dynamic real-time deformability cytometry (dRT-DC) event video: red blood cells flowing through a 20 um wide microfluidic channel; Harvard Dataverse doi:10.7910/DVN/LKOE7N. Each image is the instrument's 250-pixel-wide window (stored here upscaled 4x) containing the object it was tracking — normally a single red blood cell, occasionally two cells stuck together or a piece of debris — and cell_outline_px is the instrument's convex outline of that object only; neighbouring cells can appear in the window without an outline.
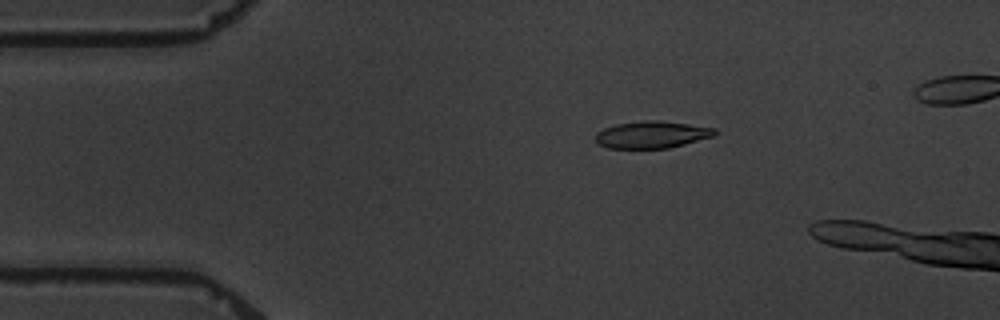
{"species": "common noctule bat (a hibernating species)", "species_latin": "Nyctalus noctula", "temperature_condition": "warm", "stored_images_in_passage": 5, "camera_frame_rate_fps": 3000, "um_per_image_px": 0.085, "animal": {"sex": "male", "body_mass_g": 19.5, "forearm_length_mm": 54.6}, "frame": {"image": 1, "passage_image": 3, "time_ms": 2.333, "image_size_px": [1000, 320], "cell_outline_px": [[716, 132], [712, 136], [684, 144], [668, 148], [608, 148], [596, 144], [596, 132], [604, 128], [616, 124], [648, 120], [656, 120], [688, 124], [716, 128]], "centroid_in_image_um": [55.36, 11.45], "position_along_channel_um": 29.6, "area_um2": 18.61}}